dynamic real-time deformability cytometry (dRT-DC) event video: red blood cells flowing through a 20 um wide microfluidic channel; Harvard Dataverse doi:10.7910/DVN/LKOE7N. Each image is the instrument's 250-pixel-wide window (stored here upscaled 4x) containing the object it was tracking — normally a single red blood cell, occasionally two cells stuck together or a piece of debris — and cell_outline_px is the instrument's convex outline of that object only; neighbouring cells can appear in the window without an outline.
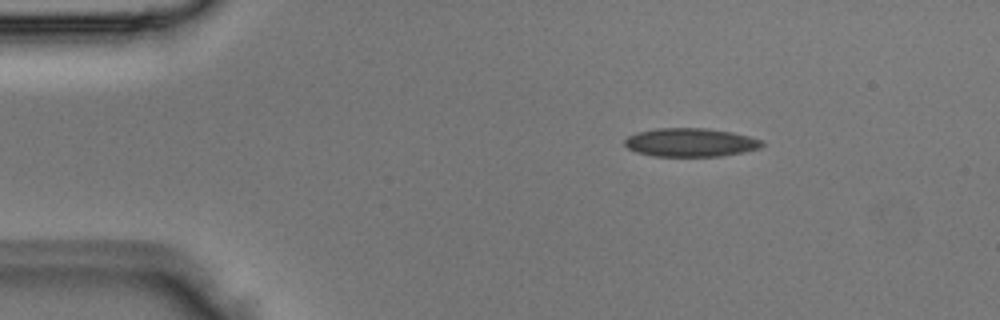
{"species": "Egyptian fruit bat (a non-hibernating species)", "species_latin": "Rousettus aegyptiacus", "temperature_condition": "room temperature", "stored_images_in_passage": 3, "camera_frame_rate_fps": 3000, "um_per_image_px": 0.085, "animal": {"sex": "male"}, "frame": {"image": 1, "passage_image": 1, "time_ms": 0.0, "image_size_px": [1000, 320], "cell_outline_px": [[764, 144], [760, 148], [744, 152], [720, 156], [652, 156], [636, 152], [628, 148], [624, 144], [624, 140], [628, 136], [636, 132], [656, 128], [708, 128], [732, 132], [764, 140]], "centroid_in_image_um": [58.69, 12.1], "position_along_channel_um": 26.3, "area_um2": 23.0}}
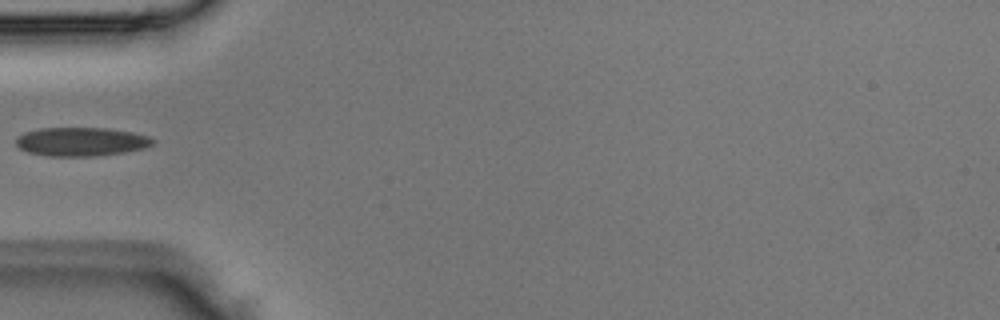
{"frame": {"image": 2, "passage_image": 3, "time_ms": 0.667, "image_size_px": [1000, 320], "cell_outline_px": [[156, 140], [152, 144], [144, 148], [124, 152], [100, 156], [48, 156], [28, 152], [20, 148], [16, 144], [16, 140], [24, 132], [40, 128], [108, 128], [132, 132], [148, 136]], "centroid_in_image_um": [6.92, 12.04], "position_along_channel_um": 78.1, "area_um2": 22.89}}